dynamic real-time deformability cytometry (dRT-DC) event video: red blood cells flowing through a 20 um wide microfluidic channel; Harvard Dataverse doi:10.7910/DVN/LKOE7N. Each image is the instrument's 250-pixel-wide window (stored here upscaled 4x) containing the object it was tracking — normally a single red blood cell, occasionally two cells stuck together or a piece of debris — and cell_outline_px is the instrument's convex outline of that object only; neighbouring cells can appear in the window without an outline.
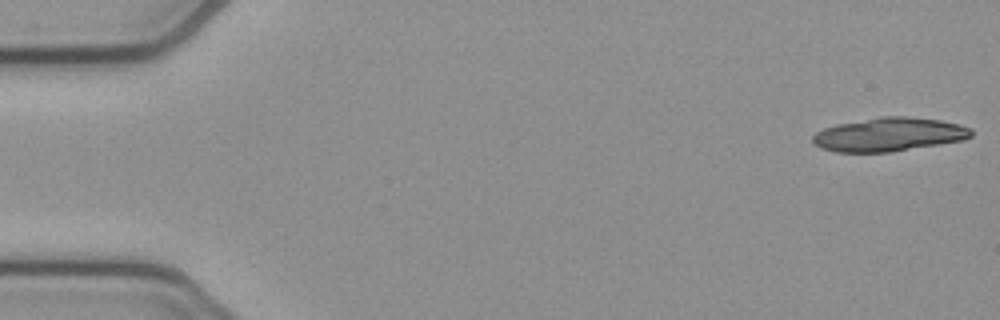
{"species": "common noctule bat (a hibernating species)", "species_latin": "Nyctalus noctula", "temperature_condition": "cold", "stored_images_in_passage": 17, "camera_frame_rate_fps": 3000, "um_per_image_px": 0.085, "animal": {"sex": "female", "body_mass_g": 21.9}, "frame": {"image": 1, "passage_image": 1, "time_ms": 0.0, "image_size_px": [1000, 320], "cell_outline_px": [[972, 136], [964, 140], [940, 144], [888, 152], [836, 152], [820, 148], [812, 140], [812, 136], [816, 132], [824, 128], [836, 124], [884, 116], [908, 116], [940, 120], [960, 124], [972, 128]], "centroid_in_image_um": [75.58, 11.43], "position_along_channel_um": 9.4, "area_um2": 31.1}}